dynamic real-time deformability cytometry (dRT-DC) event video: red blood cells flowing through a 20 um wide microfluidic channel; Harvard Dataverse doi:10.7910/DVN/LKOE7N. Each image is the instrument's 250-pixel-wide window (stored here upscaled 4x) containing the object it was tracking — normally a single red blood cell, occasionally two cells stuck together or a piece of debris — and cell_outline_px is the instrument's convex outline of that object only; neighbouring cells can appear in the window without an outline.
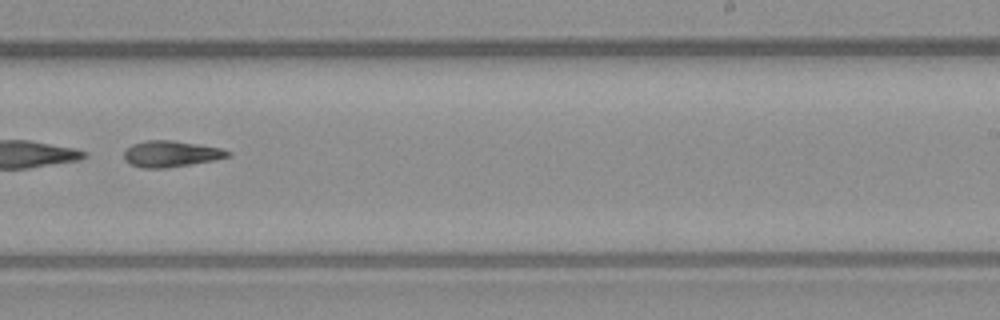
{"species": "common noctule bat (a hibernating species)", "species_latin": "Nyctalus noctula", "temperature_condition": "warm", "stored_images_in_passage": 31, "camera_frame_rate_fps": 3000, "um_per_image_px": 0.085, "animal": {"sex": "male", "body_mass_g": 23.1, "forearm_length_mm": 52.7}, "frame": {"image": 1, "passage_image": 18, "time_ms": 5.667, "image_size_px": [1000, 320], "cell_outline_px": [[232, 156], [212, 160], [168, 168], [144, 168], [132, 164], [124, 160], [124, 152], [132, 144], [144, 140], [172, 140], [220, 148], [232, 152]], "centroid_in_image_um": [14.53, 13.07], "position_along_channel_um": 274.5, "area_um2": 15.72}}